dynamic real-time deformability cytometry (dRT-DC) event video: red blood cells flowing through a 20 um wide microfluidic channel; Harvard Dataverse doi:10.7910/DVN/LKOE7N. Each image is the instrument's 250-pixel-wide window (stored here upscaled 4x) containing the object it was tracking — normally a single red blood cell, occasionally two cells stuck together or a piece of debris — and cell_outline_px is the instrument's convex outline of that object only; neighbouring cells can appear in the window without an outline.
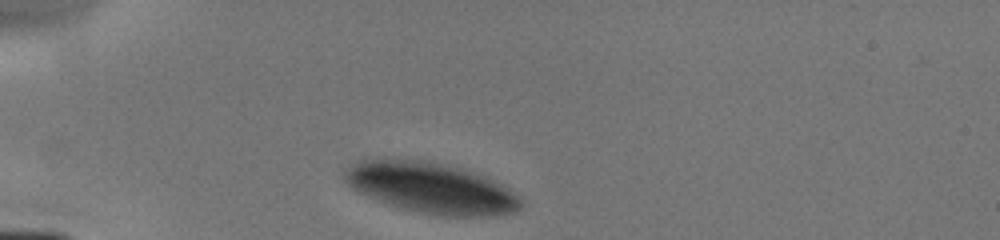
{"species": "human", "species_latin": "Homo sapiens", "temperature_condition": "cold", "stored_images_in_passage": 9, "camera_frame_rate_fps": 3000, "um_per_image_px": 0.085, "donor": {"sex": "male"}, "frame": {"image": 1, "passage_image": 1, "time_ms": 0.0, "image_size_px": [1000, 240], "cell_outline_px": [[524, 204], [516, 212], [488, 216], [444, 216], [420, 212], [404, 208], [368, 196], [352, 188], [344, 180], [344, 168], [348, 164], [360, 160], [376, 156], [392, 156], [420, 160], [460, 168], [472, 172], [492, 180], [508, 188], [520, 196]], "centroid_in_image_um": [36.59, 15.93], "position_along_channel_um": 48.4, "area_um2": 52.37}}
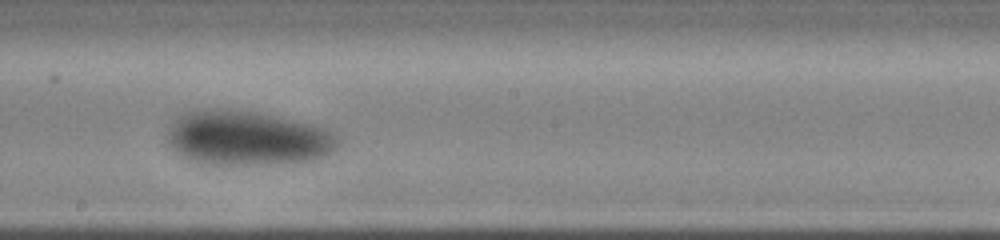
{"frame": {"image": 2, "passage_image": 7, "time_ms": 5.0, "image_size_px": [1000, 240], "cell_outline_px": [[340, 140], [336, 148], [332, 152], [316, 160], [272, 164], [208, 164], [188, 160], [180, 156], [164, 140], [168, 128], [176, 116], [184, 112], [204, 108], [216, 108], [256, 112], [312, 124], [324, 128], [332, 132]], "centroid_in_image_um": [20.95, 11.74], "position_along_channel_um": 227.2, "area_um2": 54.91}}
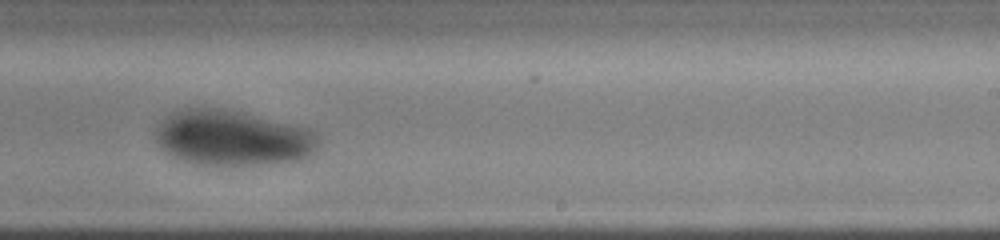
{"frame": {"image": 3, "passage_image": 8, "time_ms": 6.0, "image_size_px": [1000, 240], "cell_outline_px": [[320, 144], [304, 160], [260, 164], [192, 164], [180, 160], [172, 156], [156, 140], [156, 128], [168, 112], [184, 108], [220, 108], [240, 112], [308, 128], [316, 132], [320, 136]], "centroid_in_image_um": [19.77, 11.72], "position_along_channel_um": 269.2, "area_um2": 52.48}}